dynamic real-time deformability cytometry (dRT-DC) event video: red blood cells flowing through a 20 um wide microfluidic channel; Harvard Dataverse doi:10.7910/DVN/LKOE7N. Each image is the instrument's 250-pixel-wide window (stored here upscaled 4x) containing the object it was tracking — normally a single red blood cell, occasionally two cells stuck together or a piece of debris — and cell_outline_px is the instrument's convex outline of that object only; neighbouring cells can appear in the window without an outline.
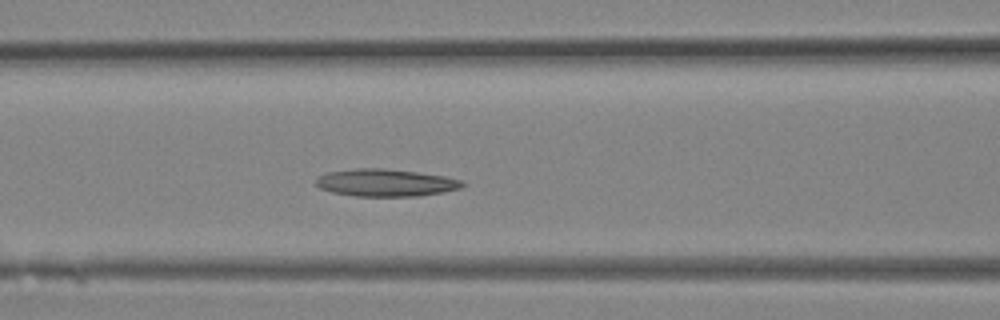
{"species": "Egyptian fruit bat (a non-hibernating species)", "species_latin": "Rousettus aegyptiacus", "temperature_condition": "room temperature", "stored_images_in_passage": 11, "camera_frame_rate_fps": 3000, "um_per_image_px": 0.085, "animal": {"sex": "female"}, "frame": {"image": 1, "passage_image": 7, "time_ms": 2.0, "image_size_px": [1000, 320], "cell_outline_px": [[468, 184], [460, 188], [444, 192], [420, 196], [356, 196], [332, 192], [320, 188], [316, 184], [316, 180], [320, 176], [328, 172], [352, 168], [384, 168], [416, 172], [444, 176], [464, 180]], "centroid_in_image_um": [32.83, 15.53], "position_along_channel_um": 133.8, "area_um2": 23.47}}
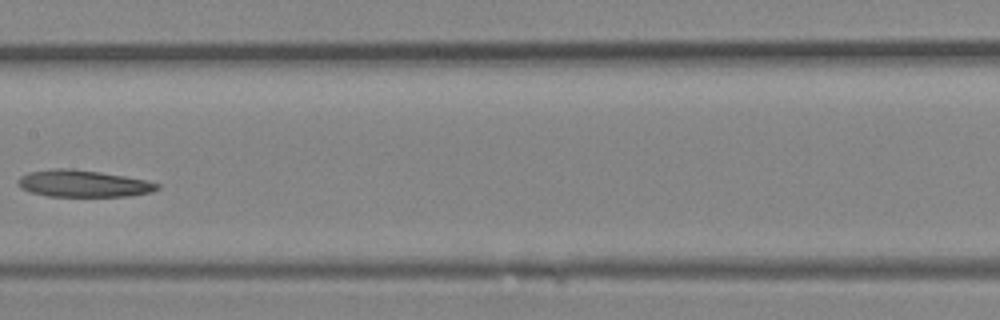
{"frame": {"image": 2, "passage_image": 10, "time_ms": 3.0, "image_size_px": [1000, 320], "cell_outline_px": [[160, 188], [152, 192], [128, 196], [48, 196], [32, 192], [20, 188], [16, 184], [16, 180], [20, 176], [28, 172], [52, 168], [72, 168], [100, 172], [148, 180], [160, 184]], "centroid_in_image_um": [7.05, 15.59], "position_along_channel_um": 200.3, "area_um2": 22.02}}